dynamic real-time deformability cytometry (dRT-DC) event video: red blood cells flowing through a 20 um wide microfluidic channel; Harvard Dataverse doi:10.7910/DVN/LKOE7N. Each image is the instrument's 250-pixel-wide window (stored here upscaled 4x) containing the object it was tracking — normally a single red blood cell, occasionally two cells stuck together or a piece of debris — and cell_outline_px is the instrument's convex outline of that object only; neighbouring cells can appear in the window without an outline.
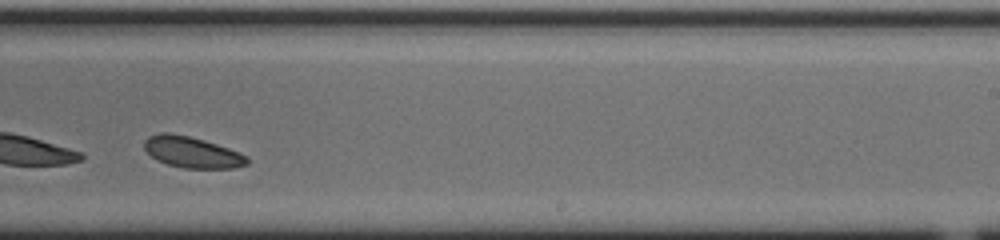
{"species": "common noctule bat (a hibernating species)", "species_latin": "Nyctalus noctula", "temperature_condition": "cold", "stored_images_in_passage": 31, "camera_frame_rate_fps": 3000, "um_per_image_px": 0.085, "animal": {"sex": "male", "body_mass_g": 20.0, "forearm_length_mm": 53.3}, "frame": {"image": 1, "passage_image": 22, "time_ms": 7.0, "image_size_px": [1000, 240], "cell_outline_px": [[248, 164], [232, 168], [184, 168], [168, 164], [156, 160], [144, 148], [144, 140], [148, 136], [160, 132], [168, 132], [188, 136], [204, 140], [228, 148], [248, 156]], "centroid_in_image_um": [16.3, 12.93], "position_along_channel_um": 272.7, "area_um2": 18.55}, "authors_computed_cell_mechanics": {"area_um2": 19.0162, "velocity_mm_per_s": 3.7127, "shape_relaxation_time_tau1_ms": 1.708, "shape_relaxation_time_tau2_ms": null, "deformation_change_tau1": 0.0455, "deformation_change_tau2": null}}